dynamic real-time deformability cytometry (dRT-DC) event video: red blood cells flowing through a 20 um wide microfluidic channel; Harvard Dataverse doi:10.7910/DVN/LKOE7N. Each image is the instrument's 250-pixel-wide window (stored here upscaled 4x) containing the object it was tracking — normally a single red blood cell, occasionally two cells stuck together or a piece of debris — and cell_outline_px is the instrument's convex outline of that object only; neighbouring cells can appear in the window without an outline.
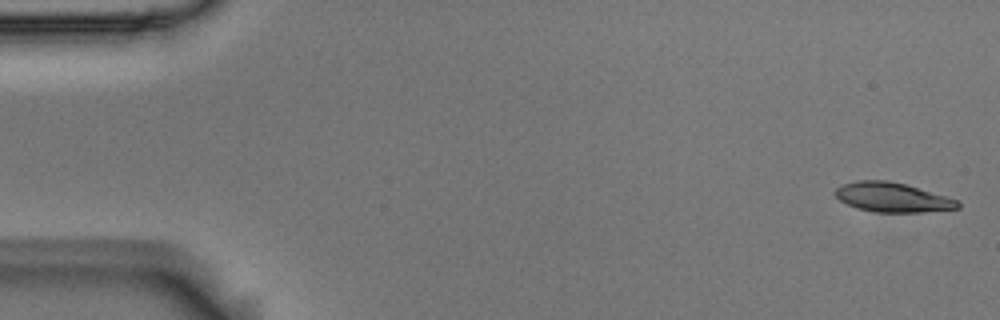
{"species": "Egyptian fruit bat (a non-hibernating species)", "species_latin": "Rousettus aegyptiacus", "temperature_condition": "room temperature", "stored_images_in_passage": 5, "camera_frame_rate_fps": 3000, "um_per_image_px": 0.085, "animal": {"sex": "male"}, "frame": {"image": 1, "passage_image": 1, "time_ms": 0.0, "image_size_px": [1000, 320], "cell_outline_px": [[960, 208], [924, 212], [876, 212], [856, 208], [840, 200], [832, 192], [836, 188], [844, 184], [856, 180], [888, 180], [904, 184], [960, 200]], "centroid_in_image_um": [75.85, 16.77], "position_along_channel_um": 9.1, "area_um2": 21.04}}
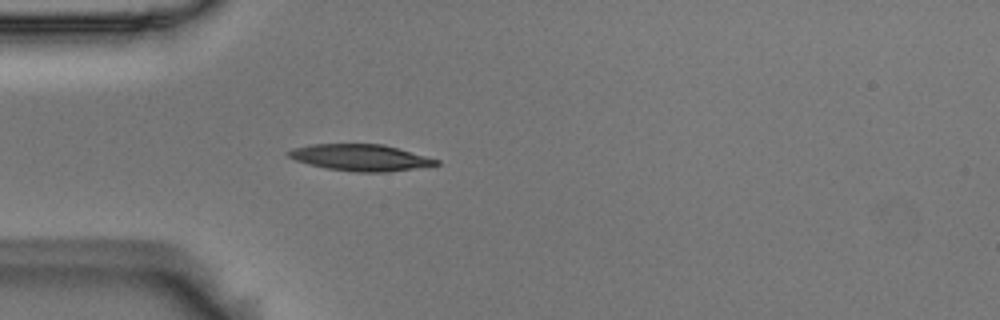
{"frame": {"image": 2, "passage_image": 5, "time_ms": 1.333, "image_size_px": [1000, 320], "cell_outline_px": [[440, 164], [384, 172], [356, 172], [328, 168], [308, 164], [296, 160], [288, 156], [284, 152], [292, 148], [312, 144], [384, 144], [440, 160]], "centroid_in_image_um": [30.6, 13.38], "position_along_channel_um": 54.4, "area_um2": 22.6}}